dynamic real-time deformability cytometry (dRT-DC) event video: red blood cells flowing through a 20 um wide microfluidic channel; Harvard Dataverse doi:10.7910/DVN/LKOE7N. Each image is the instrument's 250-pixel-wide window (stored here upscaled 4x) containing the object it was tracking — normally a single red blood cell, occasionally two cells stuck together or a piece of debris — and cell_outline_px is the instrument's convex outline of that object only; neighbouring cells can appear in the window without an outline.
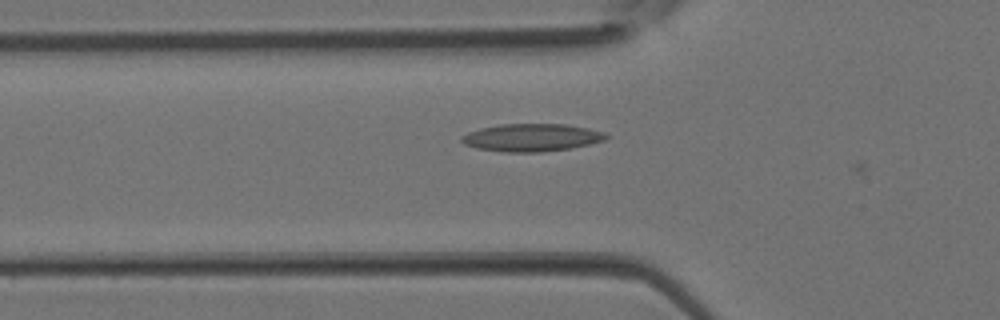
{"species": "Egyptian fruit bat (a non-hibernating species)", "species_latin": "Rousettus aegyptiacus", "temperature_condition": "room temperature", "stored_images_in_passage": 8, "camera_frame_rate_fps": 3000, "um_per_image_px": 0.085, "animal": {"sex": "female"}, "frame": {"image": 1, "passage_image": 7, "time_ms": 2.0, "image_size_px": [1000, 320], "cell_outline_px": [[608, 136], [604, 140], [572, 148], [540, 152], [504, 152], [476, 148], [464, 144], [460, 140], [460, 136], [468, 132], [480, 128], [500, 124], [564, 124], [588, 128], [604, 132]], "centroid_in_image_um": [45.15, 11.69], "position_along_channel_um": 80.7, "area_um2": 23.29}}